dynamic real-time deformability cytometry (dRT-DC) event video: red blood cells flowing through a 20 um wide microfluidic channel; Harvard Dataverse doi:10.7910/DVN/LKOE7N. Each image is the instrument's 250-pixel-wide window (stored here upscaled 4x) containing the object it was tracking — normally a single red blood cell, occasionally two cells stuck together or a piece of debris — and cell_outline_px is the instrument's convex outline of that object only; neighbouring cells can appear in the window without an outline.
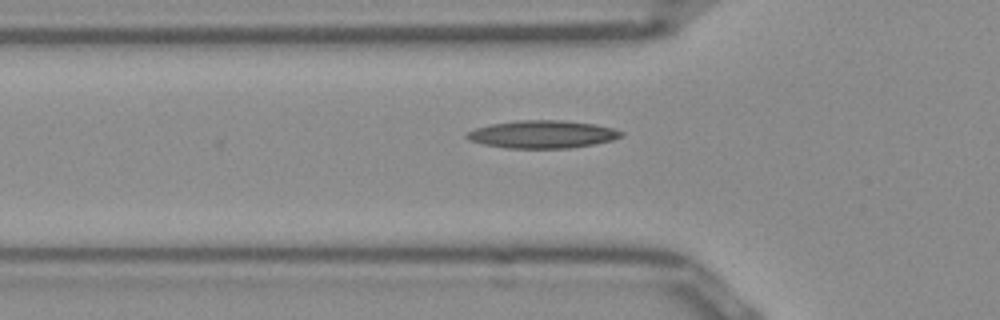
{"species": "Egyptian fruit bat (a non-hibernating species)", "species_latin": "Rousettus aegyptiacus", "temperature_condition": "room temperature", "stored_images_in_passage": 32, "camera_frame_rate_fps": 3000, "um_per_image_px": 0.085, "frame": {"image": 1, "passage_image": 4, "time_ms": 1.0, "image_size_px": [1000, 320], "cell_outline_px": [[624, 136], [612, 140], [572, 148], [504, 148], [484, 144], [468, 140], [464, 136], [468, 132], [476, 128], [492, 124], [520, 120], [564, 120], [596, 124], [612, 128], [624, 132]], "centroid_in_image_um": [46.12, 11.41], "position_along_channel_um": 79.7, "area_um2": 24.97}}
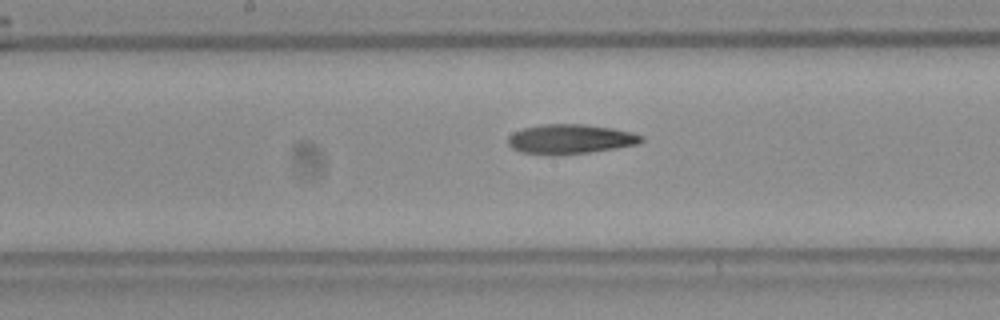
{"frame": {"image": 2, "passage_image": 13, "time_ms": 4.0, "image_size_px": [1000, 320], "cell_outline_px": [[644, 140], [636, 144], [616, 148], [588, 152], [552, 156], [548, 156], [520, 152], [512, 148], [508, 144], [508, 136], [512, 132], [524, 128], [544, 124], [584, 124], [612, 128], [632, 132], [644, 136]], "centroid_in_image_um": [48.44, 11.83], "position_along_channel_um": 199.8, "area_um2": 23.18}}
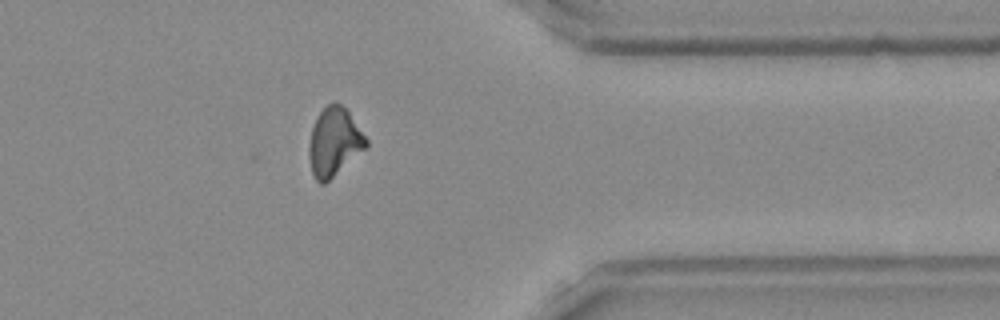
{"frame": {"image": 3, "passage_image": 28, "time_ms": 9.0, "image_size_px": [1000, 320], "cell_outline_px": [[368, 144], [364, 148], [324, 184], [320, 184], [312, 176], [308, 156], [308, 148], [312, 128], [316, 116], [332, 100], [336, 100], [348, 112], [368, 140]], "centroid_in_image_um": [28.35, 12.05], "position_along_channel_um": 383.0, "area_um2": 22.43}}